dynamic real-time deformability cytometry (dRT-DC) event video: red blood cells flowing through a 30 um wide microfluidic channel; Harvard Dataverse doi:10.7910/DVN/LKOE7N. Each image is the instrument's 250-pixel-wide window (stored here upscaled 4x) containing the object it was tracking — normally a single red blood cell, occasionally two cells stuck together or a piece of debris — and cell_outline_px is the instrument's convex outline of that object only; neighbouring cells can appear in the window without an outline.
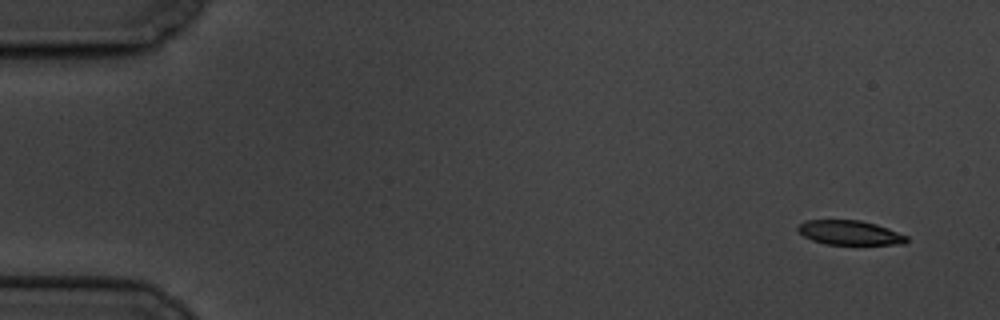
{"species": "common noctule bat (a hibernating species)", "species_latin": "Nyctalus noctula", "temperature_condition": "cold", "stored_images_in_passage": 5, "camera_frame_rate_fps": 3000, "um_per_image_px": 0.085, "animal": {"sex": "male", "body_mass_g": 19.5, "forearm_length_mm": 54.6}, "frame": {"image": 1, "passage_image": 1, "time_ms": 0.0, "image_size_px": [1000, 320], "cell_outline_px": [[908, 240], [904, 244], [824, 244], [812, 240], [804, 236], [796, 228], [804, 220], [860, 220], [876, 224], [888, 228], [908, 236]], "centroid_in_image_um": [72.23, 19.77], "position_along_channel_um": 12.8, "area_um2": 15.43}}
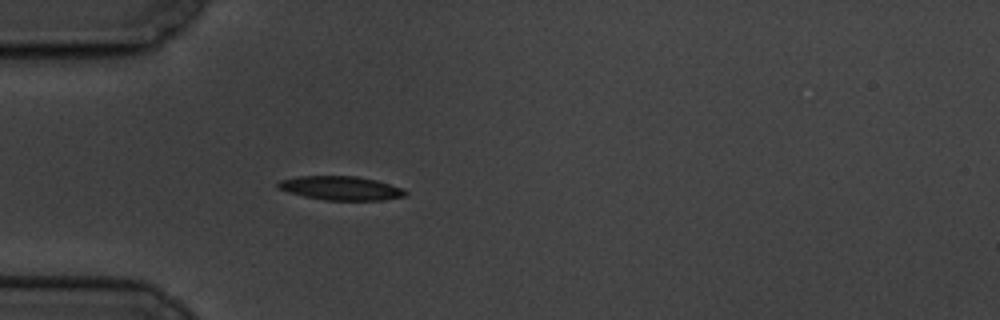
{"frame": {"image": 2, "passage_image": 5, "time_ms": 4.667, "image_size_px": [1000, 320], "cell_outline_px": [[408, 192], [404, 196], [384, 200], [324, 200], [304, 196], [288, 192], [280, 188], [276, 184], [280, 180], [300, 176], [356, 176], [376, 180], [404, 188]], "centroid_in_image_um": [29.0, 15.99], "position_along_channel_um": 56.0, "area_um2": 17.69}}